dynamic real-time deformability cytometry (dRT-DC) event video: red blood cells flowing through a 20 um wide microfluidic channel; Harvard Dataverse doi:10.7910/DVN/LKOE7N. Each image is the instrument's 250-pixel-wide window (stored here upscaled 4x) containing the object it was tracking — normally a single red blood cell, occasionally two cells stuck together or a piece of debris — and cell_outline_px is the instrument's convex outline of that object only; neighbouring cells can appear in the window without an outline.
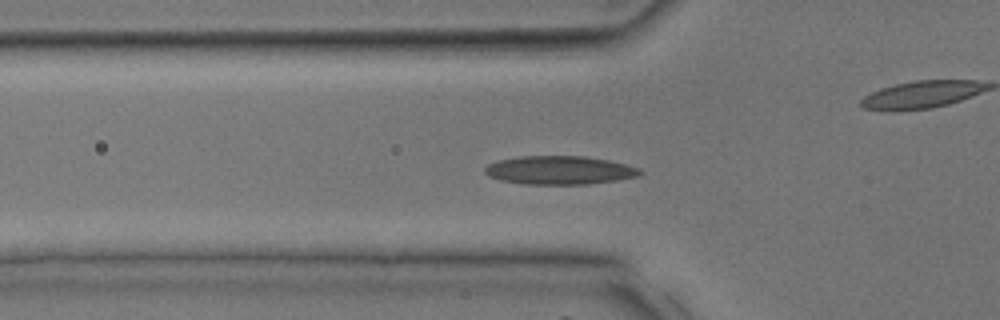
{"species": "common noctule bat (a hibernating species)", "species_latin": "Nyctalus noctula", "temperature_condition": "room temperature", "stored_images_in_passage": 31, "camera_frame_rate_fps": 3000, "um_per_image_px": 0.085, "animal": {"sex": "male", "body_mass_g": 17.9, "forearm_length_mm": 54.2}, "frame": {"image": 1, "passage_image": 5, "time_ms": 1.333, "image_size_px": [1000, 320], "cell_outline_px": [[644, 172], [636, 176], [616, 180], [588, 184], [524, 184], [500, 180], [488, 176], [484, 172], [484, 168], [488, 164], [500, 160], [520, 156], [584, 156], [608, 160], [640, 168]], "centroid_in_image_um": [47.54, 14.47], "position_along_channel_um": 78.3, "area_um2": 25.66}}
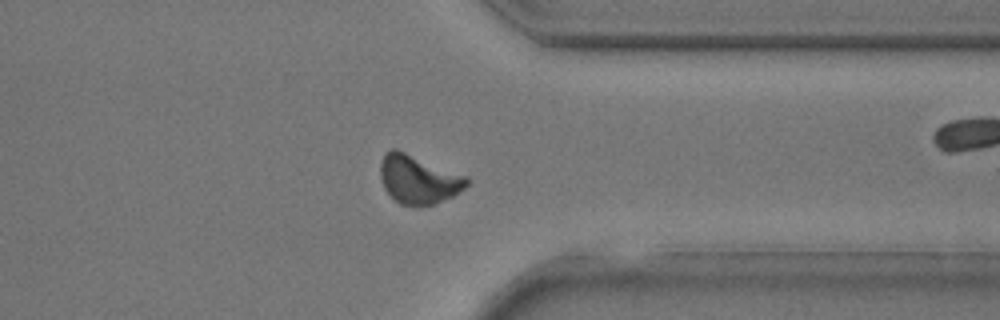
{"frame": {"image": 2, "passage_image": 22, "time_ms": 7.0, "image_size_px": [1000, 320], "cell_outline_px": [[468, 184], [464, 188], [452, 196], [432, 204], [420, 208], [416, 208], [400, 204], [384, 188], [380, 176], [380, 164], [384, 152], [392, 148], [396, 148], [468, 176]], "centroid_in_image_um": [35.54, 15.24], "position_along_channel_um": 375.9, "area_um2": 24.74}}
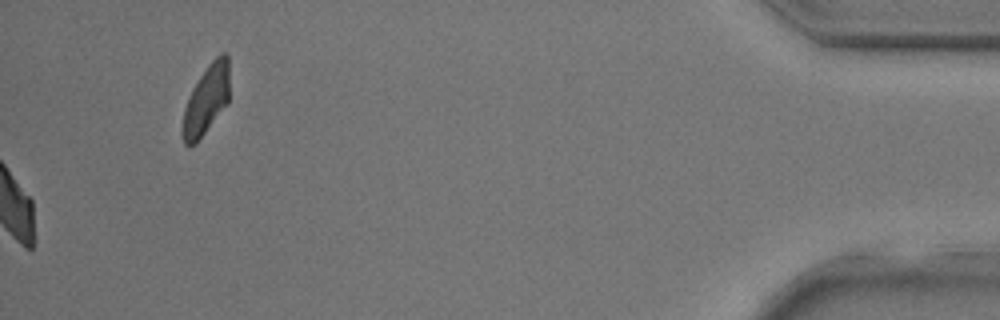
{"frame": {"image": 3, "passage_image": 31, "time_ms": 10.0, "image_size_px": [1000, 320], "cell_outline_px": [[228, 100], [204, 132], [192, 144], [184, 144], [180, 132], [184, 108], [192, 88], [208, 64], [220, 52], [224, 52], [228, 56]], "centroid_in_image_um": [17.49, 8.43], "position_along_channel_um": 417.7, "area_um2": 18.38}}